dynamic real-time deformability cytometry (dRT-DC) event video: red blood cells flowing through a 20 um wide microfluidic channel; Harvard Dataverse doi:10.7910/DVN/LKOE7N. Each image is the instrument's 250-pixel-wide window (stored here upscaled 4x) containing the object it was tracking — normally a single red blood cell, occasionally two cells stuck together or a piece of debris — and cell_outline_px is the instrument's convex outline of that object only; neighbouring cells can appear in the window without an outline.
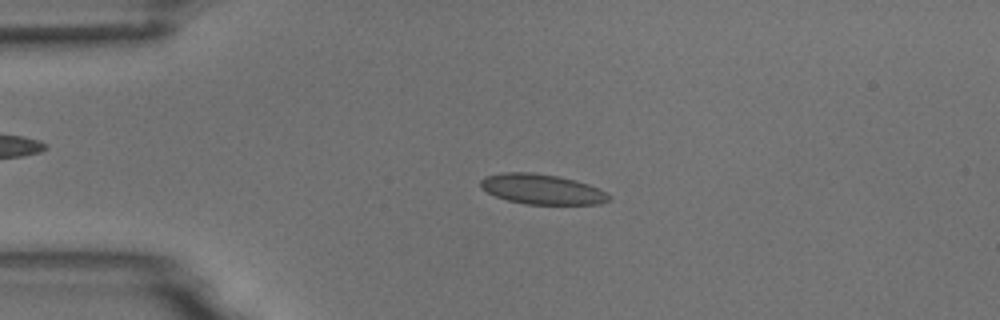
{"species": "common noctule bat (a hibernating species)", "species_latin": "Nyctalus noctula", "temperature_condition": "room temperature", "stored_images_in_passage": 4, "camera_frame_rate_fps": 3000, "um_per_image_px": 0.085, "animal": {"sex": "male", "body_mass_g": 18.8}, "frame": {"image": 1, "passage_image": 3, "time_ms": 2.333, "image_size_px": [1000, 320], "cell_outline_px": [[612, 196], [608, 200], [600, 204], [524, 204], [508, 200], [496, 196], [480, 188], [480, 180], [484, 176], [504, 172], [532, 172], [556, 176], [588, 184]], "centroid_in_image_um": [46.01, 16.08], "position_along_channel_um": 39.0, "area_um2": 22.31}}